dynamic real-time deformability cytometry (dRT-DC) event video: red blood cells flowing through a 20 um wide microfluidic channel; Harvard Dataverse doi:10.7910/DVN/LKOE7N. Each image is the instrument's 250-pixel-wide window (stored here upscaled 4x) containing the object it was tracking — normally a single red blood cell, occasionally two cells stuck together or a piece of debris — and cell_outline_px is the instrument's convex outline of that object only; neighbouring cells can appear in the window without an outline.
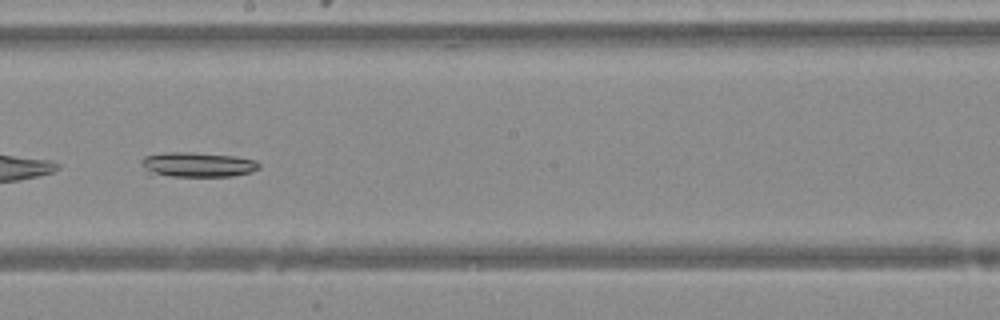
{"species": "Egyptian fruit bat (a non-hibernating species)", "species_latin": "Rousettus aegyptiacus", "temperature_condition": "warm", "stored_images_in_passage": 34, "camera_frame_rate_fps": 3000, "um_per_image_px": 0.085, "animal": {"sex": "female"}, "frame": {"image": 1, "passage_image": 15, "time_ms": 4.667, "image_size_px": [1000, 320], "cell_outline_px": [[260, 168], [252, 172], [232, 176], [148, 176], [140, 164], [140, 160], [144, 156], [168, 152], [188, 152], [232, 156], [256, 160], [260, 164]], "centroid_in_image_um": [16.7, 14.01], "position_along_channel_um": 231.5, "area_um2": 17.34}}